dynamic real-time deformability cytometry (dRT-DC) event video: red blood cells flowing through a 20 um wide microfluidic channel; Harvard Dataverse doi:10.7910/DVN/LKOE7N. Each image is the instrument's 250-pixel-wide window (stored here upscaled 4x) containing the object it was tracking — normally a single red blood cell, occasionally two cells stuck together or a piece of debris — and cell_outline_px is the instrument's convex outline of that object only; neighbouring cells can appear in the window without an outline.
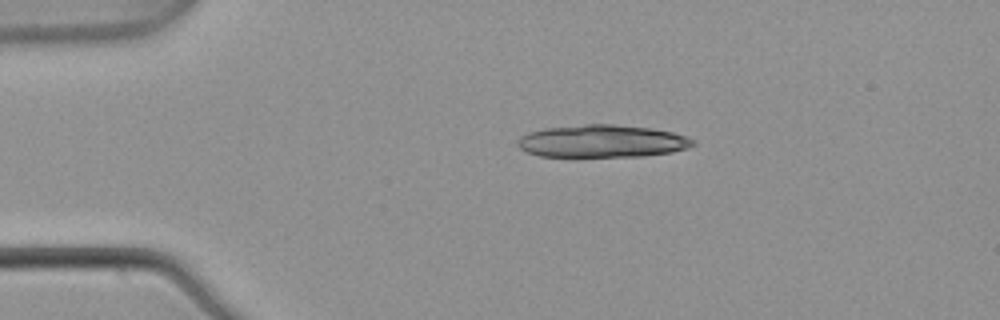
{"species": "common noctule bat (a hibernating species)", "species_latin": "Nyctalus noctula", "temperature_condition": "warm", "stored_images_in_passage": 3, "camera_frame_rate_fps": 3000, "um_per_image_px": 0.085, "animal": {"sex": "male", "body_mass_g": 21.5, "forearm_length_mm": 52.0}, "frame": {"image": 1, "passage_image": 3, "time_ms": 0.667, "image_size_px": [1000, 320], "cell_outline_px": [[696, 144], [688, 148], [672, 152], [640, 156], [540, 156], [528, 152], [520, 148], [516, 144], [520, 136], [528, 132], [544, 128], [584, 124], [612, 124], [652, 128], [672, 132], [688, 136], [696, 140]], "centroid_in_image_um": [51.21, 11.99], "position_along_channel_um": 33.8, "area_um2": 33.35}}